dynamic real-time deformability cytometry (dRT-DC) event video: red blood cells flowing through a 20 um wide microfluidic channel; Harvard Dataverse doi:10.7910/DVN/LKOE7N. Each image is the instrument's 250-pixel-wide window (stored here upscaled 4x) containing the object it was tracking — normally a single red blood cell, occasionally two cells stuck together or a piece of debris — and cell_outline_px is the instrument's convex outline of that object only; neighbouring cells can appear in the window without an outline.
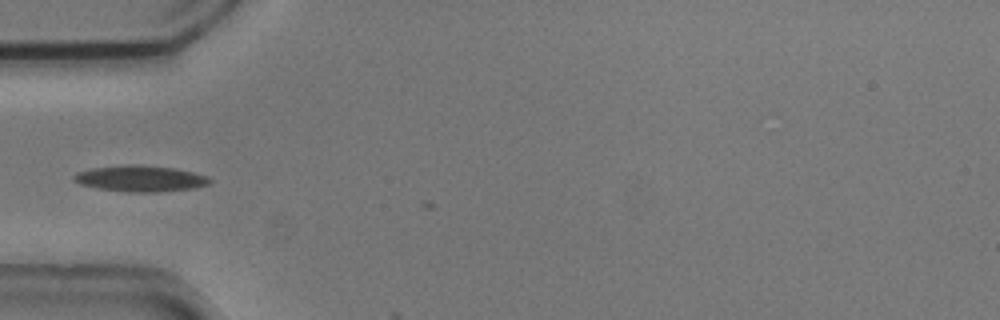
{"species": "common noctule bat (a hibernating species)", "species_latin": "Nyctalus noctula", "temperature_condition": "cold", "stored_images_in_passage": 3, "camera_frame_rate_fps": 3000, "um_per_image_px": 0.085, "animal": {"sex": "male", "body_mass_g": 20.5, "forearm_length_mm": 52.5}, "frame": {"image": 1, "passage_image": 1, "time_ms": 0.0, "image_size_px": [1000, 320], "cell_outline_px": [[212, 180], [208, 184], [196, 188], [156, 192], [132, 192], [100, 188], [80, 184], [72, 180], [72, 176], [76, 172], [92, 168], [128, 164], [140, 164], [176, 168], [208, 176]], "centroid_in_image_um": [11.94, 15.16], "position_along_channel_um": 73.1, "area_um2": 20.75}}